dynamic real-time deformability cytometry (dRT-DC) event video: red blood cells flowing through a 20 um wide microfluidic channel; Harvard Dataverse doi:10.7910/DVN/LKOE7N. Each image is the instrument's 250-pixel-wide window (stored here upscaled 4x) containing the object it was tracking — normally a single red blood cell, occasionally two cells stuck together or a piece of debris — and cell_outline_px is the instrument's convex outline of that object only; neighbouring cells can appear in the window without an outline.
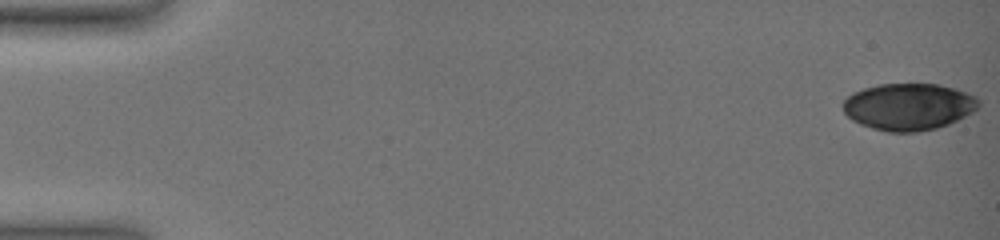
{"species": "common noctule bat (a hibernating species)", "species_latin": "Nyctalus noctula", "temperature_condition": "warm", "stored_images_in_passage": 31, "camera_frame_rate_fps": 3000, "um_per_image_px": 0.085, "animal": {"sex": "female", "body_mass_g": 19.0, "forearm_length_mm": 51.5}, "frame": {"image": 1, "passage_image": 1, "time_ms": 0.0, "image_size_px": [1000, 240], "cell_outline_px": [[980, 104], [972, 112], [948, 124], [936, 128], [920, 132], [888, 132], [872, 128], [860, 124], [852, 120], [844, 112], [844, 100], [852, 92], [864, 88], [880, 84], [940, 84], [976, 96], [980, 100]], "centroid_in_image_um": [77.22, 9.07], "position_along_channel_um": 7.8, "area_um2": 36.93}}
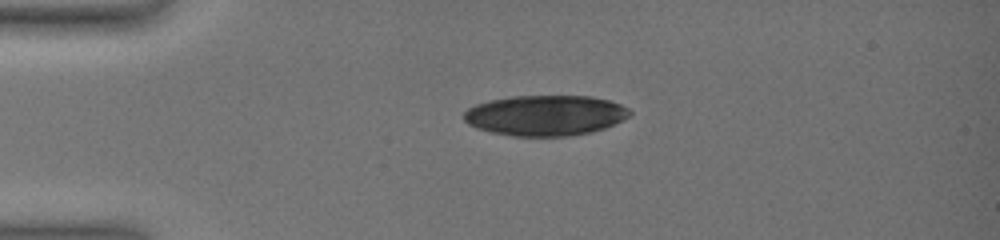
{"frame": {"image": 2, "passage_image": 16, "time_ms": 4.333, "image_size_px": [1000, 240], "cell_outline_px": [[632, 112], [624, 120], [604, 128], [592, 132], [568, 136], [512, 136], [488, 132], [476, 128], [468, 124], [464, 120], [464, 112], [468, 108], [476, 104], [492, 100], [512, 96], [592, 96], [608, 100], [620, 104], [628, 108]], "centroid_in_image_um": [46.35, 9.81], "position_along_channel_um": 38.6, "area_um2": 39.25}}